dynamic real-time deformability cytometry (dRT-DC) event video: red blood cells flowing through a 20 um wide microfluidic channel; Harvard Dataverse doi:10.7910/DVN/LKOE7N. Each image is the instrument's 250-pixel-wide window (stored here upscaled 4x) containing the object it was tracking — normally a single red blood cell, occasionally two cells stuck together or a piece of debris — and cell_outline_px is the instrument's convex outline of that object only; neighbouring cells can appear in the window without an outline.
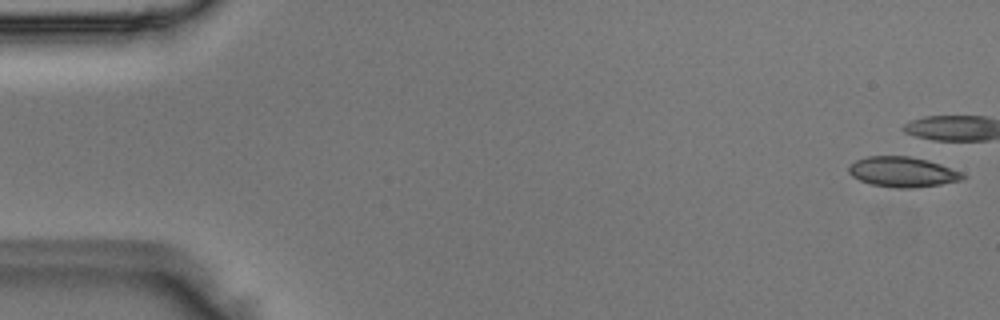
{"species": "Egyptian fruit bat (a non-hibernating species)", "species_latin": "Rousettus aegyptiacus", "temperature_condition": "room temperature", "stored_images_in_passage": 6, "camera_frame_rate_fps": 3000, "um_per_image_px": 0.085, "animal": {"sex": "male"}, "frame": {"image": 1, "passage_image": 1, "time_ms": 0.0, "image_size_px": [1000, 320], "cell_outline_px": [[968, 176], [960, 180], [940, 184], [912, 188], [896, 188], [872, 184], [860, 180], [852, 176], [848, 172], [848, 168], [856, 160], [868, 156], [908, 156], [928, 160], [940, 164], [960, 172]], "centroid_in_image_um": [76.71, 14.61], "position_along_channel_um": 8.3, "area_um2": 19.83}}